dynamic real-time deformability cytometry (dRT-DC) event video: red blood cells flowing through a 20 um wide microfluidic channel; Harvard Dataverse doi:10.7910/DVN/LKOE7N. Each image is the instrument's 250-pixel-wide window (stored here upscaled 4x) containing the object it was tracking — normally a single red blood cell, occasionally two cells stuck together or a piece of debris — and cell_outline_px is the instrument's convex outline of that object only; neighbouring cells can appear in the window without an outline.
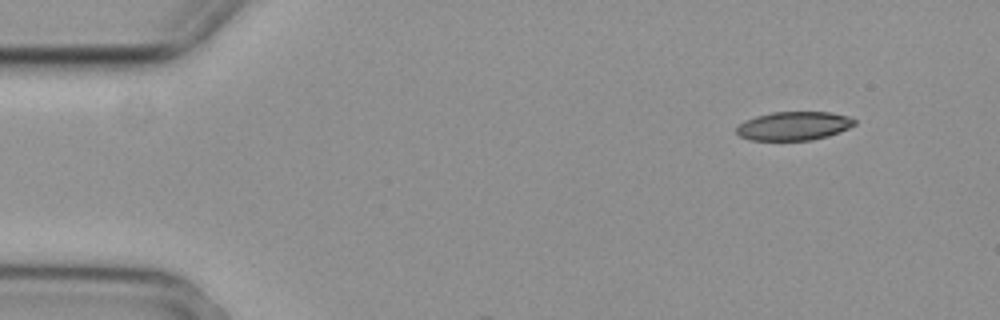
{"species": "common noctule bat (a hibernating species)", "species_latin": "Nyctalus noctula", "temperature_condition": "cold", "stored_images_in_passage": 4, "segment_of_instrument_passage": [2, 2], "camera_frame_rate_fps": 3000, "um_per_image_px": 0.085, "animal": {"sex": "female", "body_mass_g": 29.2, "forearm_length_mm": 56.3}, "frame": {"image": 1, "passage_image": 4, "time_ms": 1.0, "image_size_px": [1000, 320], "cell_outline_px": [[856, 124], [848, 128], [828, 136], [812, 140], [752, 140], [740, 136], [736, 132], [736, 128], [744, 120], [756, 116], [772, 112], [828, 112], [848, 116], [856, 120]], "centroid_in_image_um": [67.47, 10.7], "position_along_channel_um": 17.5, "area_um2": 19.65}}